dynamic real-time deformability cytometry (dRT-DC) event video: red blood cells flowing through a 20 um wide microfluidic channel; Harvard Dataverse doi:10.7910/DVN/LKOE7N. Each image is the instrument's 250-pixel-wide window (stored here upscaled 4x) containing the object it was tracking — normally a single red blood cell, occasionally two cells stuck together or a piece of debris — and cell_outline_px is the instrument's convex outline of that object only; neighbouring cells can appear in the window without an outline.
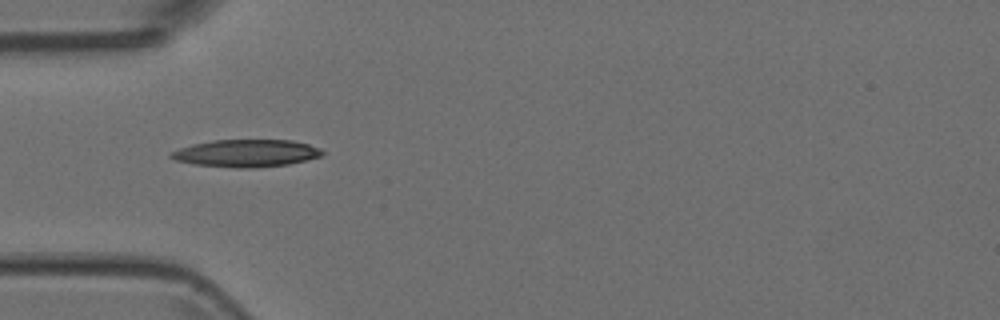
{"species": "Egyptian fruit bat (a non-hibernating species)", "species_latin": "Rousettus aegyptiacus", "temperature_condition": "room temperature", "stored_images_in_passage": 4, "camera_frame_rate_fps": 3000, "um_per_image_px": 0.085, "animal": {"sex": "female"}, "frame": {"image": 1, "passage_image": 1, "time_ms": 0.0, "image_size_px": [1000, 320], "cell_outline_px": [[324, 152], [320, 156], [288, 164], [252, 168], [236, 168], [196, 164], [176, 160], [168, 156], [168, 152], [192, 144], [212, 140], [292, 140], [308, 144], [320, 148]], "centroid_in_image_um": [20.89, 13.02], "position_along_channel_um": 64.1, "area_um2": 24.04}}
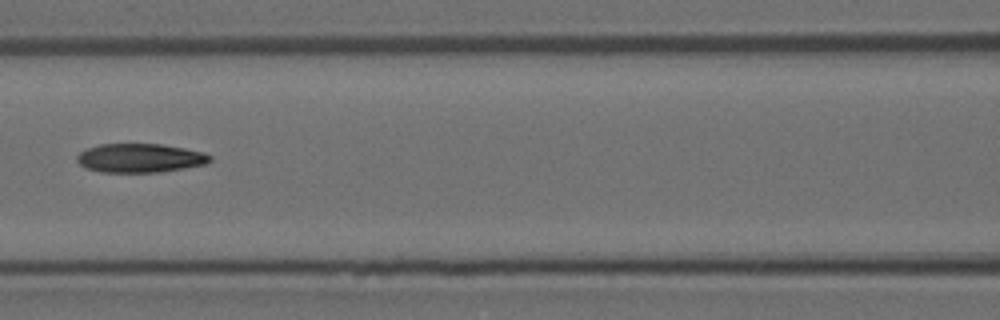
{"frame": {"image": 2, "passage_image": 3, "time_ms": 0.667, "image_size_px": [1000, 320], "cell_outline_px": [[212, 160], [204, 164], [184, 168], [160, 172], [100, 172], [88, 168], [80, 164], [76, 160], [76, 156], [80, 152], [88, 148], [100, 144], [160, 144], [184, 148], [204, 152], [212, 156]], "centroid_in_image_um": [11.91, 13.43], "position_along_channel_um": 154.7, "area_um2": 22.31}}
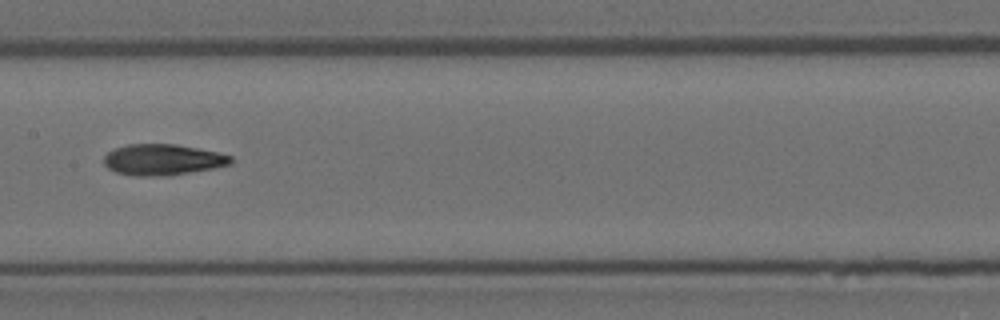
{"frame": {"image": 3, "passage_image": 4, "time_ms": 1.0, "image_size_px": [1000, 320], "cell_outline_px": [[232, 164], [212, 168], [168, 176], [136, 176], [116, 172], [108, 168], [104, 164], [104, 156], [108, 152], [116, 148], [128, 144], [176, 144], [216, 152], [232, 156]], "centroid_in_image_um": [13.81, 13.58], "position_along_channel_um": 193.6, "area_um2": 22.83}}